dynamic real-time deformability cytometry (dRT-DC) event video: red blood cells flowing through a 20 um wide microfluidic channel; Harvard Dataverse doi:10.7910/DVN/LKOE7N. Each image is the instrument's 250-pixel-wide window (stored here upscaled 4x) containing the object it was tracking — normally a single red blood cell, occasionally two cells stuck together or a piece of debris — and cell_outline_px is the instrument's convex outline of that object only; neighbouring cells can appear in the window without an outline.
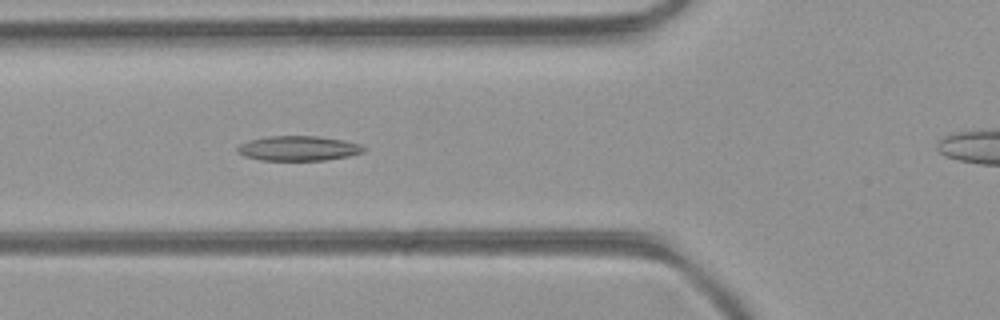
{"species": "common noctule bat (a hibernating species)", "species_latin": "Nyctalus noctula", "temperature_condition": "room temperature", "stored_images_in_passage": 41, "camera_frame_rate_fps": 3000, "um_per_image_px": 0.085, "animal": {"sex": "female", "body_mass_g": 21.9}, "frame": {"image": 1, "passage_image": 9, "time_ms": 2.667, "image_size_px": [1000, 320], "cell_outline_px": [[368, 148], [364, 152], [348, 156], [324, 160], [260, 160], [244, 156], [236, 152], [236, 148], [240, 144], [248, 140], [268, 136], [316, 136], [344, 140], [360, 144]], "centroid_in_image_um": [25.36, 12.6], "position_along_channel_um": 100.4, "area_um2": 18.38}}
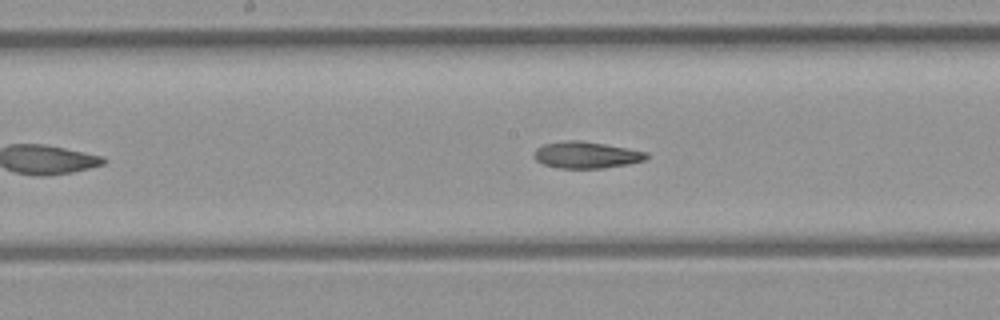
{"frame": {"image": 2, "passage_image": 16, "time_ms": 5.0, "image_size_px": [1000, 320], "cell_outline_px": [[648, 156], [644, 160], [628, 164], [604, 168], [560, 168], [544, 164], [536, 160], [532, 156], [532, 152], [536, 148], [544, 144], [568, 140], [580, 140], [604, 144], [648, 152]], "centroid_in_image_um": [49.8, 13.17], "position_along_channel_um": 198.4, "area_um2": 17.4}}
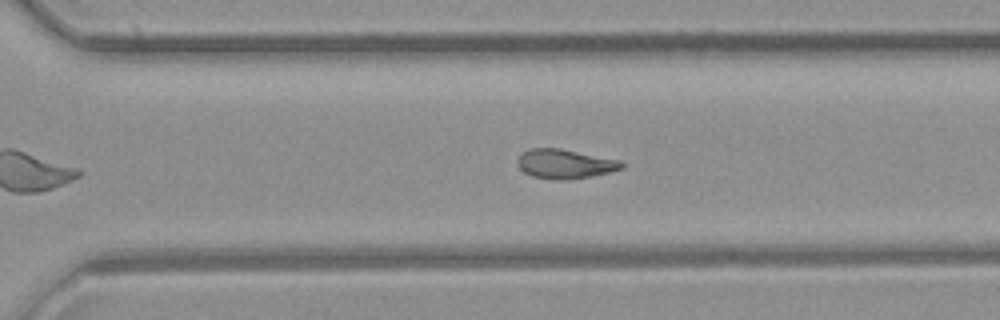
{"frame": {"image": 3, "passage_image": 25, "time_ms": 8.0, "image_size_px": [1000, 320], "cell_outline_px": [[624, 168], [612, 172], [592, 176], [568, 180], [552, 180], [532, 176], [524, 172], [520, 168], [516, 160], [520, 152], [528, 148], [560, 148], [624, 160]], "centroid_in_image_um": [48.05, 13.92], "position_along_channel_um": 322.6, "area_um2": 18.38}, "authors_computed_cell_mechanics": {"area_um2": 18.496, "velocity_mm_per_s": 4.1689, "shape_relaxation_time_tau1_ms": null, "shape_relaxation_time_tau2_ms": 8.654, "deformation_change_tau1": null, "deformation_change_tau2": 0.1951}}